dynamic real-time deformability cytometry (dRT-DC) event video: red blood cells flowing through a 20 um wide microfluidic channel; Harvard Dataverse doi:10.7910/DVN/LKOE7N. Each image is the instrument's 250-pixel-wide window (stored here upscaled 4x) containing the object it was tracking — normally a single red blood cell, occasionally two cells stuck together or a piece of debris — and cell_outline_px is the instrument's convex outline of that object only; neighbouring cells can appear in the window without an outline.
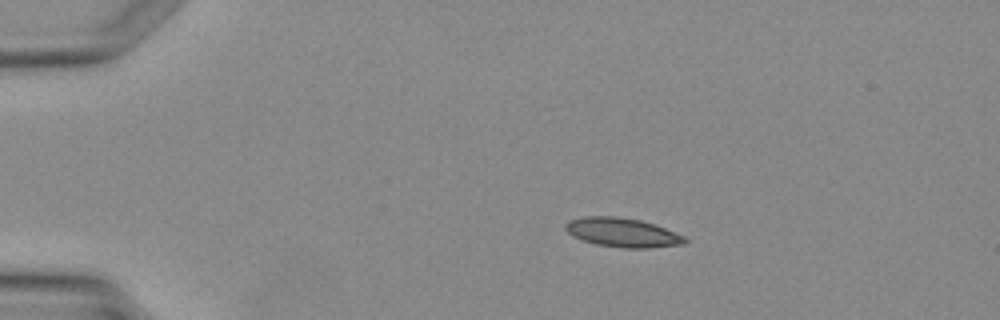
{"species": "Egyptian fruit bat (a non-hibernating species)", "species_latin": "Rousettus aegyptiacus", "temperature_condition": "warm", "stored_images_in_passage": 2, "camera_frame_rate_fps": 3000, "um_per_image_px": 0.085, "animal": {"sex": "female"}, "frame": {"image": 1, "passage_image": 1, "time_ms": 0.0, "image_size_px": [1000, 320], "cell_outline_px": [[688, 240], [684, 244], [648, 248], [624, 248], [596, 244], [572, 236], [564, 228], [564, 224], [568, 220], [584, 216], [616, 216], [640, 220], [656, 224], [684, 236]], "centroid_in_image_um": [52.9, 19.75], "position_along_channel_um": 32.1, "area_um2": 20.35}}
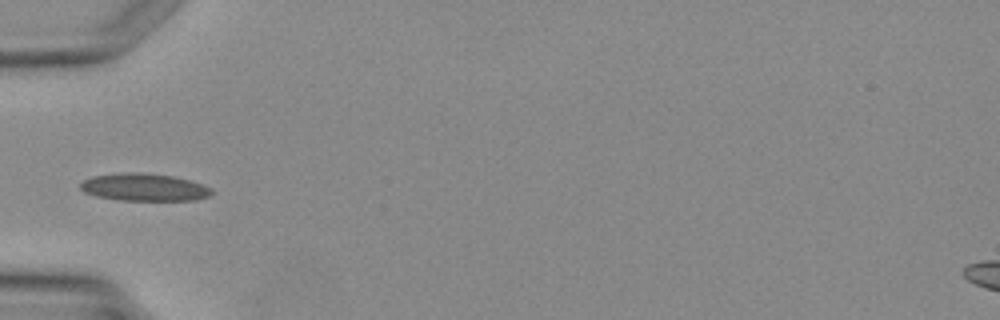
{"frame": {"image": 2, "passage_image": 2, "time_ms": 2.0, "image_size_px": [1000, 320], "cell_outline_px": [[212, 192], [208, 196], [196, 200], [120, 200], [96, 196], [84, 192], [80, 188], [80, 184], [84, 180], [92, 176], [120, 172], [140, 172], [172, 176], [204, 184], [212, 188]], "centroid_in_image_um": [12.24, 15.91], "position_along_channel_um": 72.8, "area_um2": 21.04}}